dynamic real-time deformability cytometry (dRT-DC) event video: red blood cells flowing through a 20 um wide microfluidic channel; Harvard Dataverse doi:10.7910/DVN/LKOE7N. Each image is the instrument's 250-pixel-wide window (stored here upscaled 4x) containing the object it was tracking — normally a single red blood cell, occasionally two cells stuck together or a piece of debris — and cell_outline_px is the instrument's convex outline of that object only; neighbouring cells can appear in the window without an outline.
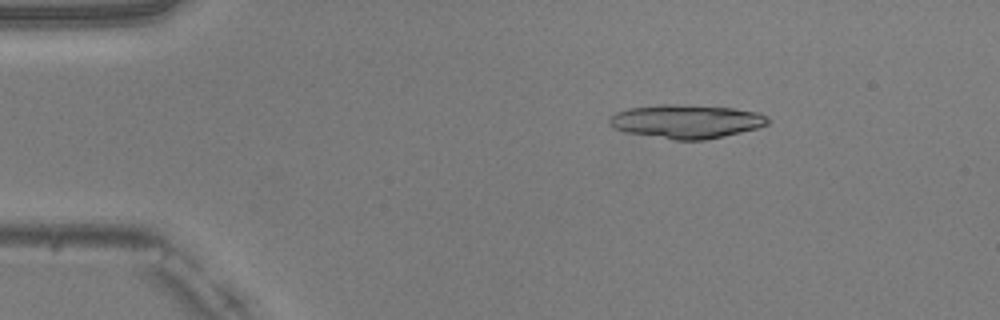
{"species": "common noctule bat (a hibernating species)", "species_latin": "Nyctalus noctula", "temperature_condition": "warm", "stored_images_in_passage": 49, "camera_frame_rate_fps": 3000, "um_per_image_px": 0.085, "animal": {"sex": "male", "body_mass_g": 20.5, "forearm_length_mm": 52.5}, "frame": {"image": 1, "passage_image": 8, "time_ms": 2.333, "image_size_px": [1000, 320], "cell_outline_px": [[768, 124], [760, 128], [724, 136], [704, 140], [672, 140], [628, 132], [616, 128], [608, 124], [608, 116], [616, 112], [628, 108], [660, 104], [676, 104], [732, 108], [760, 112], [768, 116]], "centroid_in_image_um": [58.35, 10.32], "position_along_channel_um": 26.6, "area_um2": 31.33}, "authors_computed_cell_mechanics": {"area_um2": 29.4202, "velocity_mm_per_s": 4.0529, "shape_relaxation_time_tau1_ms": 6.0214, "shape_relaxation_time_tau2_ms": 3.1174, "deformation_change_tau1": 0.2196, "deformation_change_tau2": 0.1171}}